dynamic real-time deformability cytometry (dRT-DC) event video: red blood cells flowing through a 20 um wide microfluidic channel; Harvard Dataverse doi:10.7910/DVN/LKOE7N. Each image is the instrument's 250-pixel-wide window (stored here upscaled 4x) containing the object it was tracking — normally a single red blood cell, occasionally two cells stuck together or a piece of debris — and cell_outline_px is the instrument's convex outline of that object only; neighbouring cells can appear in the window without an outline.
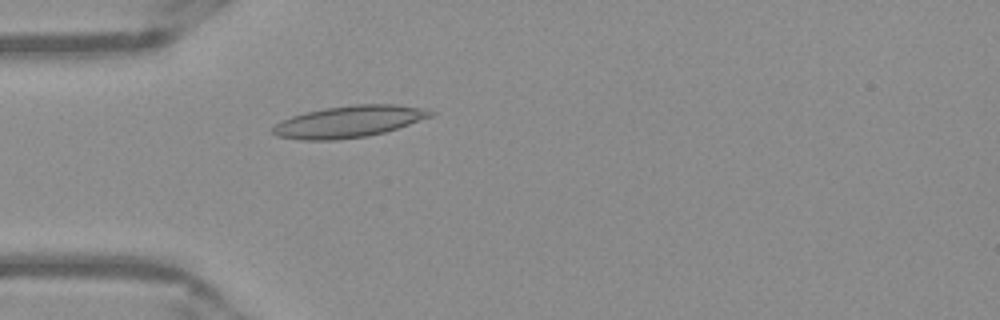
{"species": "Egyptian fruit bat (a non-hibernating species)", "species_latin": "Rousettus aegyptiacus", "temperature_condition": "warm", "stored_images_in_passage": 42, "camera_frame_rate_fps": 3000, "um_per_image_px": 0.085, "frame": {"image": 1, "passage_image": 6, "time_ms": 1.667, "image_size_px": [1000, 320], "cell_outline_px": [[436, 112], [432, 116], [384, 132], [368, 136], [336, 140], [300, 140], [276, 136], [272, 132], [272, 128], [276, 124], [292, 116], [324, 108], [352, 104], [392, 104], [424, 108]], "centroid_in_image_um": [29.65, 10.34], "position_along_channel_um": 55.3, "area_um2": 28.96}}
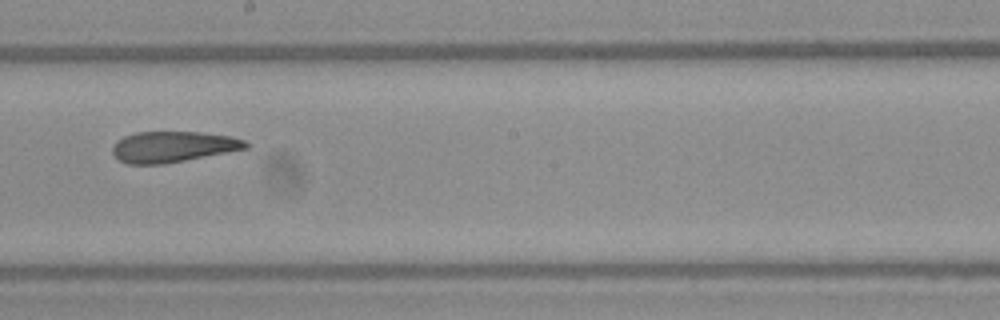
{"frame": {"image": 2, "passage_image": 20, "time_ms": 6.333, "image_size_px": [1000, 320], "cell_outline_px": [[248, 148], [164, 164], [128, 164], [120, 160], [112, 152], [112, 148], [116, 140], [124, 136], [136, 132], [200, 132], [232, 136], [244, 140], [248, 144]], "centroid_in_image_um": [14.68, 12.47], "position_along_channel_um": 233.5, "area_um2": 23.87}}
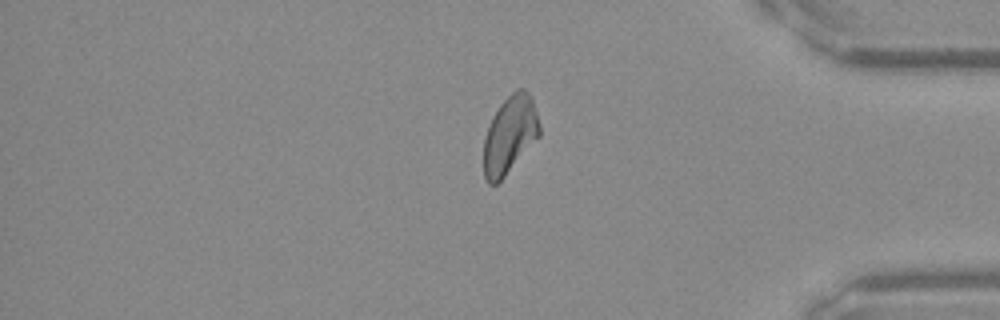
{"frame": {"image": 3, "passage_image": 34, "time_ms": 11.0, "image_size_px": [1000, 320], "cell_outline_px": [[540, 136], [504, 176], [496, 184], [488, 184], [484, 176], [484, 140], [492, 116], [500, 104], [516, 88], [524, 88], [532, 96], [540, 124]], "centroid_in_image_um": [43.35, 11.42], "position_along_channel_um": 391.9, "area_um2": 25.2}, "authors_computed_cell_mechanics": {"area_um2": 25.143, "velocity_mm_per_s": 3.9268, "shape_relaxation_time_tau1_ms": null, "shape_relaxation_time_tau2_ms": 3.5817, "deformation_change_tau1": null, "deformation_change_tau2": 0.1266}}